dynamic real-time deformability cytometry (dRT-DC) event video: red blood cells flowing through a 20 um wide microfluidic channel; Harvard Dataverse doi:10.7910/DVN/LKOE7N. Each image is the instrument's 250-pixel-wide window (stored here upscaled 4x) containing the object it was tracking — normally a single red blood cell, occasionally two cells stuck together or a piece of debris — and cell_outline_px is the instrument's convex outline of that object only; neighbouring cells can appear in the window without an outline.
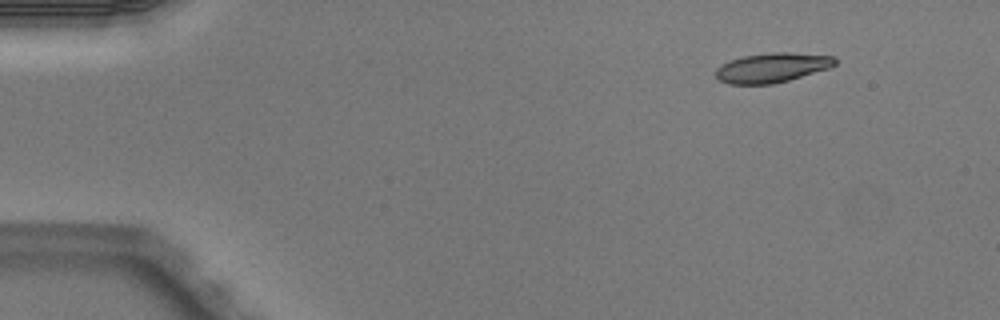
{"species": "Egyptian fruit bat (a non-hibernating species)", "species_latin": "Rousettus aegyptiacus", "temperature_condition": "warm", "stored_images_in_passage": 4, "camera_frame_rate_fps": 3000, "um_per_image_px": 0.085, "animal": {"sex": "male"}, "frame": {"image": 1, "passage_image": 1, "time_ms": 0.0, "image_size_px": [1000, 320], "cell_outline_px": [[836, 64], [828, 68], [788, 80], [772, 84], [728, 84], [720, 80], [716, 76], [716, 68], [732, 60], [744, 56], [772, 52], [788, 52], [836, 56]], "centroid_in_image_um": [65.64, 5.75], "position_along_channel_um": 19.4, "area_um2": 20.29}}
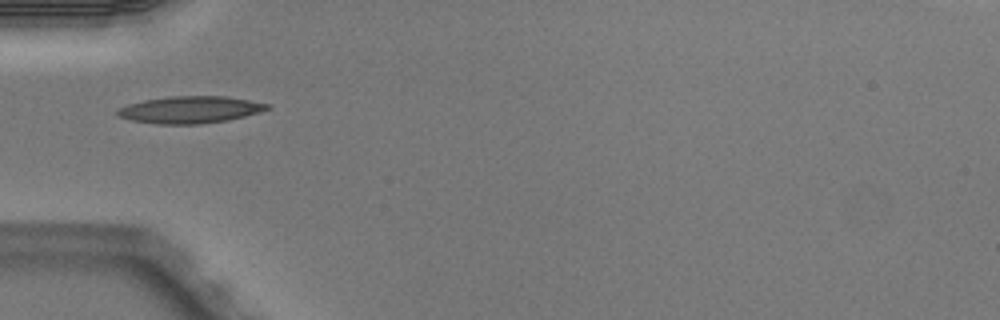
{"frame": {"image": 2, "passage_image": 4, "time_ms": 1.0, "image_size_px": [1000, 320], "cell_outline_px": [[268, 108], [260, 112], [228, 120], [200, 124], [156, 124], [132, 120], [120, 116], [116, 112], [120, 108], [128, 104], [144, 100], [172, 96], [224, 96], [248, 100], [268, 104]], "centroid_in_image_um": [16.15, 9.33], "position_along_channel_um": 68.8, "area_um2": 23.24}}